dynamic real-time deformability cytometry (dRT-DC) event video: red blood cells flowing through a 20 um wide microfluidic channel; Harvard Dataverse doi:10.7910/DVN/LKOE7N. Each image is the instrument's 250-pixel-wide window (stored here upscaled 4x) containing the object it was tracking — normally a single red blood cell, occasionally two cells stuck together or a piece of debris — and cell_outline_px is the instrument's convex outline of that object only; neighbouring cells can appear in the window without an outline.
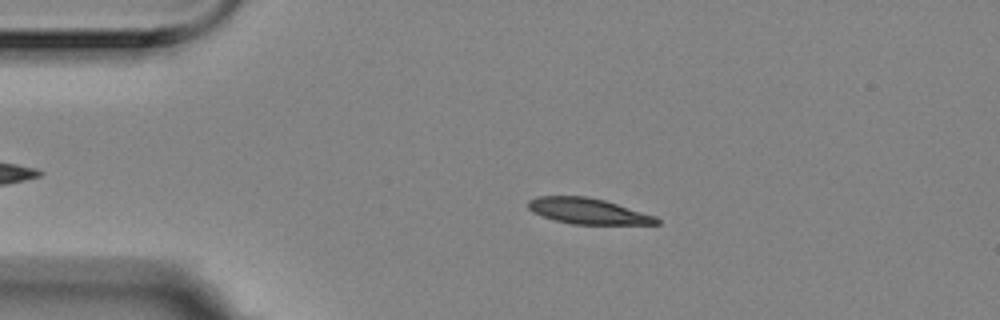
{"species": "Egyptian fruit bat (a non-hibernating species)", "species_latin": "Rousettus aegyptiacus", "temperature_condition": "room temperature", "stored_images_in_passage": 49, "camera_frame_rate_fps": 3000, "um_per_image_px": 0.085, "animal": {"sex": "female"}, "frame": {"image": 1, "passage_image": 11, "time_ms": 3.333, "image_size_px": [1000, 320], "cell_outline_px": [[660, 224], [572, 224], [556, 220], [532, 212], [528, 208], [528, 200], [540, 196], [584, 196], [604, 200], [656, 216], [660, 220]], "centroid_in_image_um": [49.98, 17.94], "position_along_channel_um": 35.0, "area_um2": 19.07}}
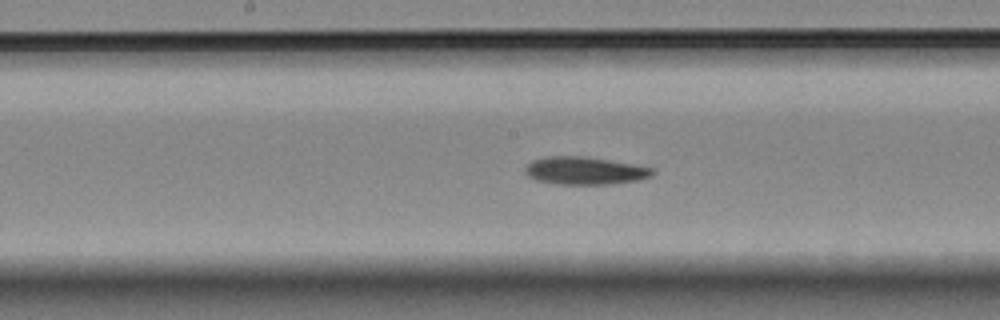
{"frame": {"image": 2, "passage_image": 28, "time_ms": 9.0, "image_size_px": [1000, 320], "cell_outline_px": [[656, 172], [652, 176], [636, 180], [612, 184], [556, 184], [536, 180], [528, 176], [524, 172], [524, 168], [532, 160], [544, 156], [588, 156], [632, 164], [652, 168]], "centroid_in_image_um": [49.67, 14.5], "position_along_channel_um": 198.5, "area_um2": 20.69}}
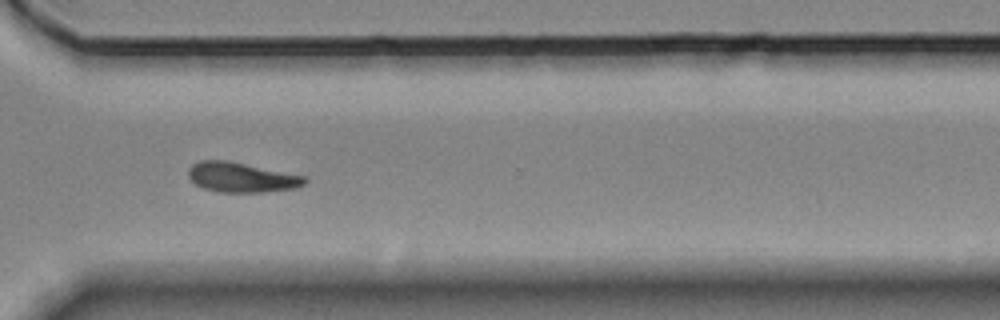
{"frame": {"image": 3, "passage_image": 41, "time_ms": 13.333, "image_size_px": [1000, 320], "cell_outline_px": [[308, 180], [304, 184], [292, 188], [264, 192], [220, 192], [204, 188], [196, 184], [188, 176], [188, 168], [192, 164], [200, 160], [228, 160], [308, 176]], "centroid_in_image_um": [20.54, 15.06], "position_along_channel_um": 350.1, "area_um2": 20.35}, "authors_computed_cell_mechanics": {"area_um2": 20.3456, "velocity_mm_per_s": 3.4998, "shape_relaxation_time_tau1_ms": 3.852, "shape_relaxation_time_tau2_ms": 8.7037, "deformation_change_tau1": 0.1127, "deformation_change_tau2": 0.1092}}